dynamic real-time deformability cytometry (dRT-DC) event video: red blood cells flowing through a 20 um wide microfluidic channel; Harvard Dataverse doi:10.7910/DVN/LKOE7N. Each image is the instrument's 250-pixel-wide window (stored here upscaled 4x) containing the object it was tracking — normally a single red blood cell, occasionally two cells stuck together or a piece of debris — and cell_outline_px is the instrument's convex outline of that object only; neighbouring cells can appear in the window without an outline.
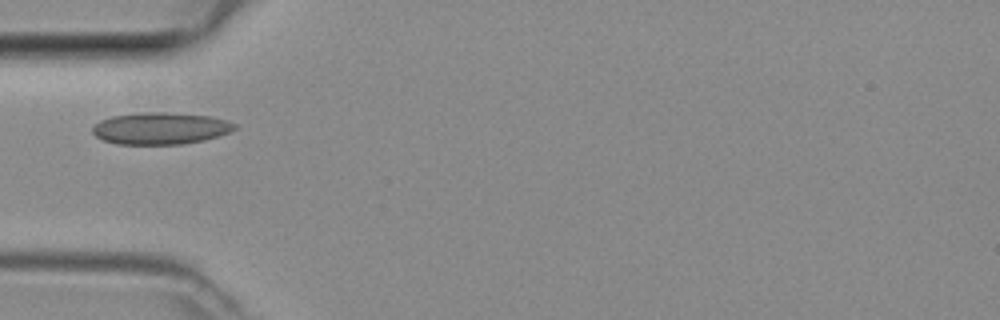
{"species": "common noctule bat (a hibernating species)", "species_latin": "Nyctalus noctula", "temperature_condition": "room temperature", "stored_images_in_passage": 1, "camera_frame_rate_fps": 3000, "um_per_image_px": 0.085, "animal": {"sex": "female", "body_mass_g": 29.2, "forearm_length_mm": 56.3}, "frame": {"image": 1, "passage_image": 1, "time_ms": 0.0, "image_size_px": [1000, 320], "cell_outline_px": [[236, 128], [228, 132], [204, 140], [184, 144], [116, 144], [104, 140], [96, 136], [92, 132], [92, 128], [100, 120], [112, 116], [144, 112], [160, 112], [208, 116], [228, 120], [236, 124]], "centroid_in_image_um": [13.63, 10.91], "position_along_channel_um": 71.4, "area_um2": 26.18}}